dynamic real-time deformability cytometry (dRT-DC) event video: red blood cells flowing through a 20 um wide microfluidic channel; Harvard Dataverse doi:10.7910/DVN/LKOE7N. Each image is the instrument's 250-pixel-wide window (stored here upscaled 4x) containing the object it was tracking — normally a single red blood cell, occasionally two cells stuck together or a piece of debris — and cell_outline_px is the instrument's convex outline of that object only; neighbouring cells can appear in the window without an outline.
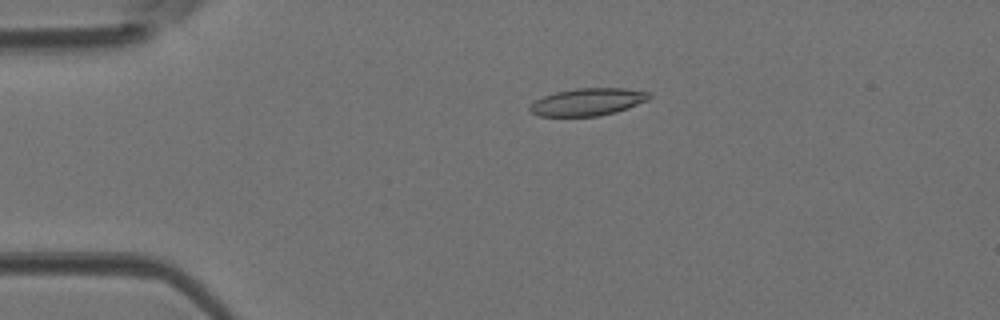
{"species": "Egyptian fruit bat (a non-hibernating species)", "species_latin": "Rousettus aegyptiacus", "temperature_condition": "room temperature", "stored_images_in_passage": 31, "camera_frame_rate_fps": 3000, "um_per_image_px": 0.085, "animal": {"sex": "female"}, "frame": {"image": 1, "passage_image": 1, "time_ms": 0.0, "image_size_px": [1000, 320], "cell_outline_px": [[652, 96], [648, 100], [628, 108], [616, 112], [600, 116], [536, 116], [528, 108], [536, 100], [544, 96], [556, 92], [576, 88], [624, 88], [648, 92]], "centroid_in_image_um": [49.97, 8.67], "position_along_channel_um": 35.0, "area_um2": 19.02}}
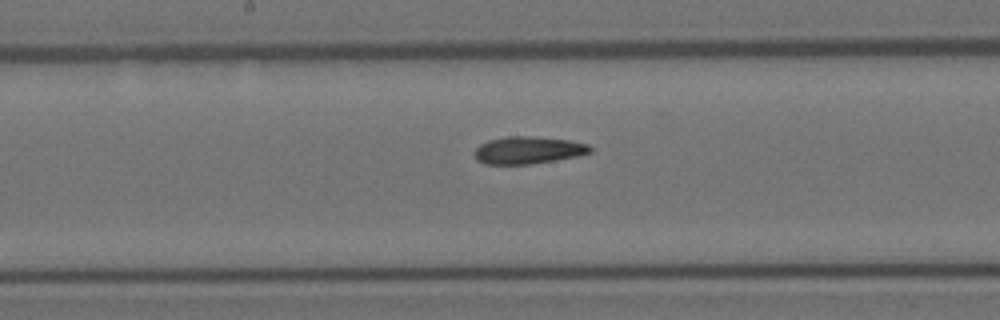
{"frame": {"image": 2, "passage_image": 15, "time_ms": 4.667, "image_size_px": [1000, 320], "cell_outline_px": [[592, 152], [580, 156], [532, 164], [484, 164], [476, 160], [472, 152], [480, 144], [488, 140], [508, 136], [532, 136], [568, 140], [588, 144], [592, 148]], "centroid_in_image_um": [44.88, 12.77], "position_along_channel_um": 203.3, "area_um2": 18.67}}
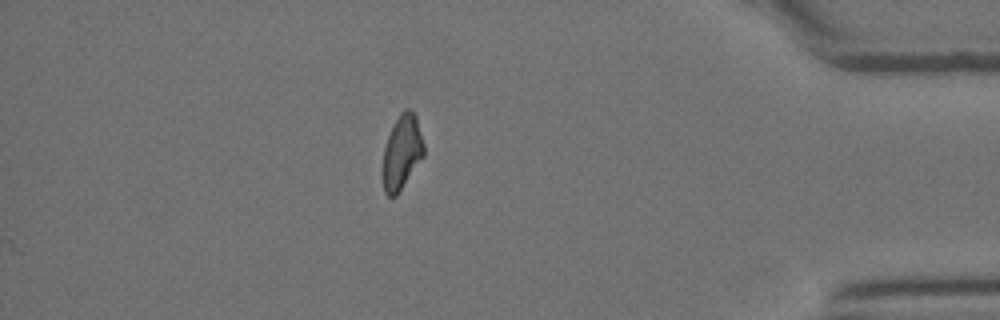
{"frame": {"image": 3, "passage_image": 31, "time_ms": 10.0, "image_size_px": [1000, 320], "cell_outline_px": [[424, 156], [396, 196], [388, 196], [384, 192], [380, 172], [384, 148], [388, 136], [400, 112], [404, 108], [408, 108], [416, 116], [424, 144]], "centroid_in_image_um": [34.13, 12.97], "position_along_channel_um": 401.1, "area_um2": 18.03}}